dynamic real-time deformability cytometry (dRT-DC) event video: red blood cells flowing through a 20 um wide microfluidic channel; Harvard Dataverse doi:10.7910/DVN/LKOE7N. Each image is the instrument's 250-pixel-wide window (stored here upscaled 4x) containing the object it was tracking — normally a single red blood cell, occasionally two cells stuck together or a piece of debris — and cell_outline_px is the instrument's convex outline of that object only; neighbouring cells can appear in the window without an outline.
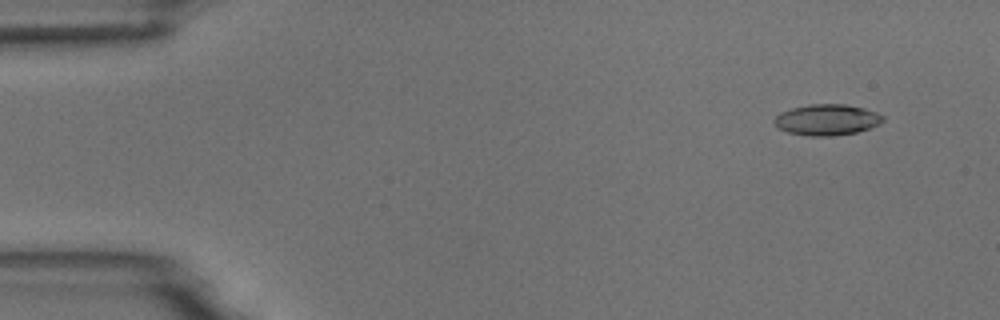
{"species": "common noctule bat (a hibernating species)", "species_latin": "Nyctalus noctula", "temperature_condition": "room temperature", "stored_images_in_passage": 5, "camera_frame_rate_fps": 3000, "um_per_image_px": 0.085, "animal": {"sex": "male", "body_mass_g": 18.8}, "frame": {"image": 1, "passage_image": 2, "time_ms": 1.333, "image_size_px": [1000, 320], "cell_outline_px": [[884, 120], [880, 124], [872, 128], [856, 132], [832, 136], [808, 136], [788, 132], [780, 128], [772, 120], [780, 112], [792, 108], [808, 104], [844, 104], [864, 108], [876, 112], [884, 116]], "centroid_in_image_um": [70.31, 10.18], "position_along_channel_um": 14.7, "area_um2": 19.71}}
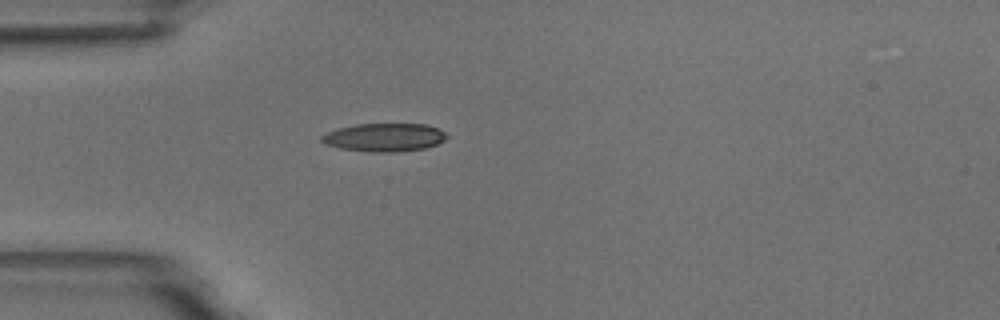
{"frame": {"image": 2, "passage_image": 5, "time_ms": 5.0, "image_size_px": [1000, 320], "cell_outline_px": [[448, 136], [444, 140], [436, 144], [424, 148], [396, 152], [372, 152], [340, 148], [324, 144], [320, 140], [320, 136], [328, 132], [340, 128], [356, 124], [424, 124], [440, 128]], "centroid_in_image_um": [32.67, 11.67], "position_along_channel_um": 52.3, "area_um2": 20.52}}